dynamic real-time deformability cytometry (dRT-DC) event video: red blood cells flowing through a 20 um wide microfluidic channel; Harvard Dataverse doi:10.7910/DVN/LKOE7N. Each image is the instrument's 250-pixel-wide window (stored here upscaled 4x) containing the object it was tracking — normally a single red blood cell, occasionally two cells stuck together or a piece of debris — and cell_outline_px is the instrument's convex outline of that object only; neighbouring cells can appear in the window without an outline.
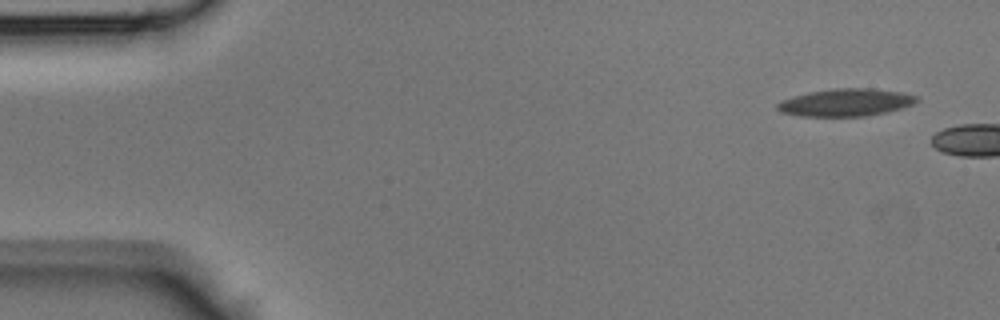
{"species": "Egyptian fruit bat (a non-hibernating species)", "species_latin": "Rousettus aegyptiacus", "temperature_condition": "room temperature", "stored_images_in_passage": 3, "camera_frame_rate_fps": 3000, "um_per_image_px": 0.085, "animal": {"sex": "male"}, "frame": {"image": 1, "passage_image": 1, "time_ms": 0.0, "image_size_px": [1000, 320], "cell_outline_px": [[920, 100], [912, 104], [888, 112], [864, 116], [800, 116], [780, 112], [776, 108], [776, 104], [780, 100], [792, 96], [832, 88], [872, 88], [904, 92], [920, 96]], "centroid_in_image_um": [71.91, 8.7], "position_along_channel_um": 13.1, "area_um2": 22.54}}